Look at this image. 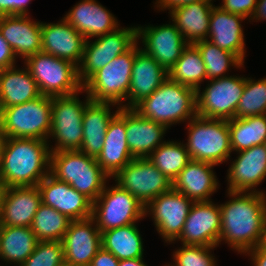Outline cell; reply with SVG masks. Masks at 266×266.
Instances as JSON below:
<instances>
[{"label":"cell","mask_w":266,"mask_h":266,"mask_svg":"<svg viewBox=\"0 0 266 266\" xmlns=\"http://www.w3.org/2000/svg\"><path fill=\"white\" fill-rule=\"evenodd\" d=\"M168 78L195 90L201 88V84L206 81V69L201 54L193 43L184 48L181 57L168 71Z\"/></svg>","instance_id":"e575fe53"},{"label":"cell","mask_w":266,"mask_h":266,"mask_svg":"<svg viewBox=\"0 0 266 266\" xmlns=\"http://www.w3.org/2000/svg\"><path fill=\"white\" fill-rule=\"evenodd\" d=\"M221 211L218 203L211 201L194 202L184 223L181 235L174 244L219 247Z\"/></svg>","instance_id":"2e32d148"},{"label":"cell","mask_w":266,"mask_h":266,"mask_svg":"<svg viewBox=\"0 0 266 266\" xmlns=\"http://www.w3.org/2000/svg\"><path fill=\"white\" fill-rule=\"evenodd\" d=\"M50 174L57 180L68 183L92 203L111 179L102 170L96 158L79 150L51 152Z\"/></svg>","instance_id":"277c9868"},{"label":"cell","mask_w":266,"mask_h":266,"mask_svg":"<svg viewBox=\"0 0 266 266\" xmlns=\"http://www.w3.org/2000/svg\"><path fill=\"white\" fill-rule=\"evenodd\" d=\"M4 139H5L4 134L2 133L1 128H0V157H1V150H2Z\"/></svg>","instance_id":"816d5d0a"},{"label":"cell","mask_w":266,"mask_h":266,"mask_svg":"<svg viewBox=\"0 0 266 266\" xmlns=\"http://www.w3.org/2000/svg\"><path fill=\"white\" fill-rule=\"evenodd\" d=\"M119 260L110 252L101 247L89 266H118Z\"/></svg>","instance_id":"bcb514c9"},{"label":"cell","mask_w":266,"mask_h":266,"mask_svg":"<svg viewBox=\"0 0 266 266\" xmlns=\"http://www.w3.org/2000/svg\"><path fill=\"white\" fill-rule=\"evenodd\" d=\"M31 227L0 226V260L21 266L38 243Z\"/></svg>","instance_id":"1f68e13d"},{"label":"cell","mask_w":266,"mask_h":266,"mask_svg":"<svg viewBox=\"0 0 266 266\" xmlns=\"http://www.w3.org/2000/svg\"><path fill=\"white\" fill-rule=\"evenodd\" d=\"M64 261L61 241H39L21 266H58Z\"/></svg>","instance_id":"60d3db41"},{"label":"cell","mask_w":266,"mask_h":266,"mask_svg":"<svg viewBox=\"0 0 266 266\" xmlns=\"http://www.w3.org/2000/svg\"><path fill=\"white\" fill-rule=\"evenodd\" d=\"M232 152L266 142V114L228 120Z\"/></svg>","instance_id":"836d02e7"},{"label":"cell","mask_w":266,"mask_h":266,"mask_svg":"<svg viewBox=\"0 0 266 266\" xmlns=\"http://www.w3.org/2000/svg\"><path fill=\"white\" fill-rule=\"evenodd\" d=\"M261 246H262L264 249H266V227H265V231H264V234H263V239H262Z\"/></svg>","instance_id":"f5cc1de1"},{"label":"cell","mask_w":266,"mask_h":266,"mask_svg":"<svg viewBox=\"0 0 266 266\" xmlns=\"http://www.w3.org/2000/svg\"><path fill=\"white\" fill-rule=\"evenodd\" d=\"M250 20L252 22L266 21V0H257L255 11Z\"/></svg>","instance_id":"c3c4849f"},{"label":"cell","mask_w":266,"mask_h":266,"mask_svg":"<svg viewBox=\"0 0 266 266\" xmlns=\"http://www.w3.org/2000/svg\"><path fill=\"white\" fill-rule=\"evenodd\" d=\"M23 63L43 96H70L83 90L78 67L68 60L40 51L29 56Z\"/></svg>","instance_id":"ba28073f"},{"label":"cell","mask_w":266,"mask_h":266,"mask_svg":"<svg viewBox=\"0 0 266 266\" xmlns=\"http://www.w3.org/2000/svg\"><path fill=\"white\" fill-rule=\"evenodd\" d=\"M243 255L250 257L251 266H266V249L261 245L249 249Z\"/></svg>","instance_id":"7dc6e473"},{"label":"cell","mask_w":266,"mask_h":266,"mask_svg":"<svg viewBox=\"0 0 266 266\" xmlns=\"http://www.w3.org/2000/svg\"><path fill=\"white\" fill-rule=\"evenodd\" d=\"M37 187L44 205L54 208L71 220L92 217V202L68 183L57 180L50 173Z\"/></svg>","instance_id":"d6986e66"},{"label":"cell","mask_w":266,"mask_h":266,"mask_svg":"<svg viewBox=\"0 0 266 266\" xmlns=\"http://www.w3.org/2000/svg\"><path fill=\"white\" fill-rule=\"evenodd\" d=\"M193 44L198 48L205 64L207 81L229 76L228 73L231 67L244 68V63L236 55L221 49L207 39Z\"/></svg>","instance_id":"8d00e7d4"},{"label":"cell","mask_w":266,"mask_h":266,"mask_svg":"<svg viewBox=\"0 0 266 266\" xmlns=\"http://www.w3.org/2000/svg\"><path fill=\"white\" fill-rule=\"evenodd\" d=\"M147 159L172 182L191 161L185 143L172 139L158 146Z\"/></svg>","instance_id":"d590c367"},{"label":"cell","mask_w":266,"mask_h":266,"mask_svg":"<svg viewBox=\"0 0 266 266\" xmlns=\"http://www.w3.org/2000/svg\"><path fill=\"white\" fill-rule=\"evenodd\" d=\"M256 2L257 0H222V4L218 6L230 13L241 15L251 22L250 18L255 11Z\"/></svg>","instance_id":"b9f144b4"},{"label":"cell","mask_w":266,"mask_h":266,"mask_svg":"<svg viewBox=\"0 0 266 266\" xmlns=\"http://www.w3.org/2000/svg\"><path fill=\"white\" fill-rule=\"evenodd\" d=\"M4 190H5V185L3 183V180L0 178V206H1L2 197L4 194Z\"/></svg>","instance_id":"f907efd6"},{"label":"cell","mask_w":266,"mask_h":266,"mask_svg":"<svg viewBox=\"0 0 266 266\" xmlns=\"http://www.w3.org/2000/svg\"><path fill=\"white\" fill-rule=\"evenodd\" d=\"M214 2H195L178 7L169 13L170 20L188 43L205 40Z\"/></svg>","instance_id":"4dcf8cb0"},{"label":"cell","mask_w":266,"mask_h":266,"mask_svg":"<svg viewBox=\"0 0 266 266\" xmlns=\"http://www.w3.org/2000/svg\"><path fill=\"white\" fill-rule=\"evenodd\" d=\"M29 15H0V32L13 49L16 57L24 61L42 51L40 21Z\"/></svg>","instance_id":"ffe728a7"},{"label":"cell","mask_w":266,"mask_h":266,"mask_svg":"<svg viewBox=\"0 0 266 266\" xmlns=\"http://www.w3.org/2000/svg\"><path fill=\"white\" fill-rule=\"evenodd\" d=\"M169 130L165 125L142 117L136 110L126 108V141L134 158H147L164 143Z\"/></svg>","instance_id":"83f0119b"},{"label":"cell","mask_w":266,"mask_h":266,"mask_svg":"<svg viewBox=\"0 0 266 266\" xmlns=\"http://www.w3.org/2000/svg\"><path fill=\"white\" fill-rule=\"evenodd\" d=\"M32 0H0V15H29Z\"/></svg>","instance_id":"7bdbcfd3"},{"label":"cell","mask_w":266,"mask_h":266,"mask_svg":"<svg viewBox=\"0 0 266 266\" xmlns=\"http://www.w3.org/2000/svg\"><path fill=\"white\" fill-rule=\"evenodd\" d=\"M144 258L120 260L118 266H148Z\"/></svg>","instance_id":"681fc988"},{"label":"cell","mask_w":266,"mask_h":266,"mask_svg":"<svg viewBox=\"0 0 266 266\" xmlns=\"http://www.w3.org/2000/svg\"><path fill=\"white\" fill-rule=\"evenodd\" d=\"M95 38V41H85L83 58L78 66L79 80L82 84L137 42V25L121 26L113 32Z\"/></svg>","instance_id":"7c38bea8"},{"label":"cell","mask_w":266,"mask_h":266,"mask_svg":"<svg viewBox=\"0 0 266 266\" xmlns=\"http://www.w3.org/2000/svg\"><path fill=\"white\" fill-rule=\"evenodd\" d=\"M41 204L37 185L5 187L0 206V226L30 227Z\"/></svg>","instance_id":"7402d4cb"},{"label":"cell","mask_w":266,"mask_h":266,"mask_svg":"<svg viewBox=\"0 0 266 266\" xmlns=\"http://www.w3.org/2000/svg\"><path fill=\"white\" fill-rule=\"evenodd\" d=\"M137 41L142 43L140 48L167 71L181 57L182 51L189 44L171 21L159 26L151 24L137 26Z\"/></svg>","instance_id":"9a60e30c"},{"label":"cell","mask_w":266,"mask_h":266,"mask_svg":"<svg viewBox=\"0 0 266 266\" xmlns=\"http://www.w3.org/2000/svg\"><path fill=\"white\" fill-rule=\"evenodd\" d=\"M145 217L142 203L118 184L105 186L92 203V218L100 232L138 223Z\"/></svg>","instance_id":"30bf717a"},{"label":"cell","mask_w":266,"mask_h":266,"mask_svg":"<svg viewBox=\"0 0 266 266\" xmlns=\"http://www.w3.org/2000/svg\"><path fill=\"white\" fill-rule=\"evenodd\" d=\"M173 251L174 266H218L217 259L212 254L214 246L185 245ZM216 259V260H215Z\"/></svg>","instance_id":"ab89813d"},{"label":"cell","mask_w":266,"mask_h":266,"mask_svg":"<svg viewBox=\"0 0 266 266\" xmlns=\"http://www.w3.org/2000/svg\"><path fill=\"white\" fill-rule=\"evenodd\" d=\"M266 114V77L258 80L245 77V88L236 109L235 118Z\"/></svg>","instance_id":"f35d334b"},{"label":"cell","mask_w":266,"mask_h":266,"mask_svg":"<svg viewBox=\"0 0 266 266\" xmlns=\"http://www.w3.org/2000/svg\"><path fill=\"white\" fill-rule=\"evenodd\" d=\"M164 266H174L173 264H172V262H171V264H165Z\"/></svg>","instance_id":"11a10c76"},{"label":"cell","mask_w":266,"mask_h":266,"mask_svg":"<svg viewBox=\"0 0 266 266\" xmlns=\"http://www.w3.org/2000/svg\"><path fill=\"white\" fill-rule=\"evenodd\" d=\"M236 159L230 160L227 170V190L233 192H260L258 185L266 179V147L255 145L236 152Z\"/></svg>","instance_id":"e0dca14e"},{"label":"cell","mask_w":266,"mask_h":266,"mask_svg":"<svg viewBox=\"0 0 266 266\" xmlns=\"http://www.w3.org/2000/svg\"><path fill=\"white\" fill-rule=\"evenodd\" d=\"M137 225L133 223L102 232V247L110 251L119 261L143 258V238Z\"/></svg>","instance_id":"d6a6232c"},{"label":"cell","mask_w":266,"mask_h":266,"mask_svg":"<svg viewBox=\"0 0 266 266\" xmlns=\"http://www.w3.org/2000/svg\"><path fill=\"white\" fill-rule=\"evenodd\" d=\"M126 138V108L120 107L108 124L102 151L96 158L110 178L134 159Z\"/></svg>","instance_id":"d4e9b609"},{"label":"cell","mask_w":266,"mask_h":266,"mask_svg":"<svg viewBox=\"0 0 266 266\" xmlns=\"http://www.w3.org/2000/svg\"><path fill=\"white\" fill-rule=\"evenodd\" d=\"M244 20L247 19L214 5L209 20V33L207 37V40L221 49L233 53L243 63L246 57V44L244 29L241 23Z\"/></svg>","instance_id":"484cf974"},{"label":"cell","mask_w":266,"mask_h":266,"mask_svg":"<svg viewBox=\"0 0 266 266\" xmlns=\"http://www.w3.org/2000/svg\"><path fill=\"white\" fill-rule=\"evenodd\" d=\"M112 179L144 207L158 195L172 189V181L147 158H134Z\"/></svg>","instance_id":"4fadbf2b"},{"label":"cell","mask_w":266,"mask_h":266,"mask_svg":"<svg viewBox=\"0 0 266 266\" xmlns=\"http://www.w3.org/2000/svg\"><path fill=\"white\" fill-rule=\"evenodd\" d=\"M61 242L64 261L70 266H89L102 247L101 232L92 217L72 220Z\"/></svg>","instance_id":"ac0fdd59"},{"label":"cell","mask_w":266,"mask_h":266,"mask_svg":"<svg viewBox=\"0 0 266 266\" xmlns=\"http://www.w3.org/2000/svg\"><path fill=\"white\" fill-rule=\"evenodd\" d=\"M207 83L204 89L196 90L197 115L227 121L235 118L236 109L245 88L244 75H229L208 80Z\"/></svg>","instance_id":"8fae6325"},{"label":"cell","mask_w":266,"mask_h":266,"mask_svg":"<svg viewBox=\"0 0 266 266\" xmlns=\"http://www.w3.org/2000/svg\"><path fill=\"white\" fill-rule=\"evenodd\" d=\"M80 93H85V100H80ZM91 99L82 90L70 96L52 97L51 130L48 136L50 152L79 150L83 140V112ZM51 140L55 144L50 145Z\"/></svg>","instance_id":"9c48e42d"},{"label":"cell","mask_w":266,"mask_h":266,"mask_svg":"<svg viewBox=\"0 0 266 266\" xmlns=\"http://www.w3.org/2000/svg\"><path fill=\"white\" fill-rule=\"evenodd\" d=\"M140 45L137 41L128 51L99 69L83 84V90L92 101L114 103L120 107L125 104L135 53Z\"/></svg>","instance_id":"52a82bcc"},{"label":"cell","mask_w":266,"mask_h":266,"mask_svg":"<svg viewBox=\"0 0 266 266\" xmlns=\"http://www.w3.org/2000/svg\"><path fill=\"white\" fill-rule=\"evenodd\" d=\"M58 266H70V265L67 262H63L62 264H60Z\"/></svg>","instance_id":"db71d44e"},{"label":"cell","mask_w":266,"mask_h":266,"mask_svg":"<svg viewBox=\"0 0 266 266\" xmlns=\"http://www.w3.org/2000/svg\"><path fill=\"white\" fill-rule=\"evenodd\" d=\"M215 0H156L154 3V8H157V11H169L172 12L178 7L188 5L195 2H213Z\"/></svg>","instance_id":"f6af8a7d"},{"label":"cell","mask_w":266,"mask_h":266,"mask_svg":"<svg viewBox=\"0 0 266 266\" xmlns=\"http://www.w3.org/2000/svg\"><path fill=\"white\" fill-rule=\"evenodd\" d=\"M112 107H115L116 110L113 111ZM119 109L120 106L108 102L90 100L86 104L82 119L83 140L79 151L87 156L97 158L104 145L108 124Z\"/></svg>","instance_id":"f1b7e54d"},{"label":"cell","mask_w":266,"mask_h":266,"mask_svg":"<svg viewBox=\"0 0 266 266\" xmlns=\"http://www.w3.org/2000/svg\"><path fill=\"white\" fill-rule=\"evenodd\" d=\"M134 110L142 117L171 129V126L187 123L197 115L196 90L167 78Z\"/></svg>","instance_id":"3957f363"},{"label":"cell","mask_w":266,"mask_h":266,"mask_svg":"<svg viewBox=\"0 0 266 266\" xmlns=\"http://www.w3.org/2000/svg\"><path fill=\"white\" fill-rule=\"evenodd\" d=\"M41 37L43 52L81 64L86 39L63 17L57 23L42 22Z\"/></svg>","instance_id":"44dd1931"},{"label":"cell","mask_w":266,"mask_h":266,"mask_svg":"<svg viewBox=\"0 0 266 266\" xmlns=\"http://www.w3.org/2000/svg\"><path fill=\"white\" fill-rule=\"evenodd\" d=\"M63 18L86 40L113 32L120 27L115 15L97 0H80Z\"/></svg>","instance_id":"cb8c5ba5"},{"label":"cell","mask_w":266,"mask_h":266,"mask_svg":"<svg viewBox=\"0 0 266 266\" xmlns=\"http://www.w3.org/2000/svg\"><path fill=\"white\" fill-rule=\"evenodd\" d=\"M167 78L168 71L143 49L139 48L135 53L127 102L122 107L134 109Z\"/></svg>","instance_id":"603a6c76"},{"label":"cell","mask_w":266,"mask_h":266,"mask_svg":"<svg viewBox=\"0 0 266 266\" xmlns=\"http://www.w3.org/2000/svg\"><path fill=\"white\" fill-rule=\"evenodd\" d=\"M47 140L5 138L0 157V178L5 187L35 186L50 173Z\"/></svg>","instance_id":"7a4b0ae2"},{"label":"cell","mask_w":266,"mask_h":266,"mask_svg":"<svg viewBox=\"0 0 266 266\" xmlns=\"http://www.w3.org/2000/svg\"><path fill=\"white\" fill-rule=\"evenodd\" d=\"M71 221L68 216L42 203L30 227L38 241H62Z\"/></svg>","instance_id":"74e56055"},{"label":"cell","mask_w":266,"mask_h":266,"mask_svg":"<svg viewBox=\"0 0 266 266\" xmlns=\"http://www.w3.org/2000/svg\"><path fill=\"white\" fill-rule=\"evenodd\" d=\"M193 203L172 188L158 195L145 207V217L149 215L152 218L156 231L168 245L181 235Z\"/></svg>","instance_id":"5bb4252c"},{"label":"cell","mask_w":266,"mask_h":266,"mask_svg":"<svg viewBox=\"0 0 266 266\" xmlns=\"http://www.w3.org/2000/svg\"><path fill=\"white\" fill-rule=\"evenodd\" d=\"M214 165L209 162L191 160L172 182V188L193 202L211 201L220 184Z\"/></svg>","instance_id":"4316f807"},{"label":"cell","mask_w":266,"mask_h":266,"mask_svg":"<svg viewBox=\"0 0 266 266\" xmlns=\"http://www.w3.org/2000/svg\"><path fill=\"white\" fill-rule=\"evenodd\" d=\"M186 148L191 160L220 165L231 159L228 121L198 115L186 123Z\"/></svg>","instance_id":"5b68a950"},{"label":"cell","mask_w":266,"mask_h":266,"mask_svg":"<svg viewBox=\"0 0 266 266\" xmlns=\"http://www.w3.org/2000/svg\"><path fill=\"white\" fill-rule=\"evenodd\" d=\"M227 191L230 200L220 203L219 244L244 254L261 245L266 227V193Z\"/></svg>","instance_id":"6da1fadb"},{"label":"cell","mask_w":266,"mask_h":266,"mask_svg":"<svg viewBox=\"0 0 266 266\" xmlns=\"http://www.w3.org/2000/svg\"><path fill=\"white\" fill-rule=\"evenodd\" d=\"M52 97L43 96L4 108L0 128L5 138L47 140L51 130Z\"/></svg>","instance_id":"8992f818"},{"label":"cell","mask_w":266,"mask_h":266,"mask_svg":"<svg viewBox=\"0 0 266 266\" xmlns=\"http://www.w3.org/2000/svg\"><path fill=\"white\" fill-rule=\"evenodd\" d=\"M18 66L0 70V111L41 96L29 69Z\"/></svg>","instance_id":"f546056e"},{"label":"cell","mask_w":266,"mask_h":266,"mask_svg":"<svg viewBox=\"0 0 266 266\" xmlns=\"http://www.w3.org/2000/svg\"><path fill=\"white\" fill-rule=\"evenodd\" d=\"M17 57L0 32V70L16 66Z\"/></svg>","instance_id":"ee69618b"}]
</instances>
